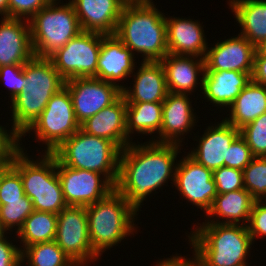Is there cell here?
Returning <instances> with one entry per match:
<instances>
[{
    "instance_id": "cell-1",
    "label": "cell",
    "mask_w": 266,
    "mask_h": 266,
    "mask_svg": "<svg viewBox=\"0 0 266 266\" xmlns=\"http://www.w3.org/2000/svg\"><path fill=\"white\" fill-rule=\"evenodd\" d=\"M147 143V144H146ZM130 143L121 150L119 176L115 189L139 212L145 198L171 179L175 181L178 144ZM180 148V149H179ZM175 165V166H174Z\"/></svg>"
},
{
    "instance_id": "cell-2",
    "label": "cell",
    "mask_w": 266,
    "mask_h": 266,
    "mask_svg": "<svg viewBox=\"0 0 266 266\" xmlns=\"http://www.w3.org/2000/svg\"><path fill=\"white\" fill-rule=\"evenodd\" d=\"M115 35L142 60L161 61L168 54L166 16L152 0H129L123 7Z\"/></svg>"
},
{
    "instance_id": "cell-3",
    "label": "cell",
    "mask_w": 266,
    "mask_h": 266,
    "mask_svg": "<svg viewBox=\"0 0 266 266\" xmlns=\"http://www.w3.org/2000/svg\"><path fill=\"white\" fill-rule=\"evenodd\" d=\"M23 89L12 101V130L21 137L39 118L51 97L65 87V79L47 57L27 61Z\"/></svg>"
},
{
    "instance_id": "cell-4",
    "label": "cell",
    "mask_w": 266,
    "mask_h": 266,
    "mask_svg": "<svg viewBox=\"0 0 266 266\" xmlns=\"http://www.w3.org/2000/svg\"><path fill=\"white\" fill-rule=\"evenodd\" d=\"M191 233L188 241L199 266H239L247 263L253 245L247 226L203 223Z\"/></svg>"
},
{
    "instance_id": "cell-5",
    "label": "cell",
    "mask_w": 266,
    "mask_h": 266,
    "mask_svg": "<svg viewBox=\"0 0 266 266\" xmlns=\"http://www.w3.org/2000/svg\"><path fill=\"white\" fill-rule=\"evenodd\" d=\"M89 239L93 251L103 255L106 249L134 235L137 211L116 189L94 204L86 206ZM134 221V222H133Z\"/></svg>"
},
{
    "instance_id": "cell-6",
    "label": "cell",
    "mask_w": 266,
    "mask_h": 266,
    "mask_svg": "<svg viewBox=\"0 0 266 266\" xmlns=\"http://www.w3.org/2000/svg\"><path fill=\"white\" fill-rule=\"evenodd\" d=\"M14 154L11 165L20 173L25 195L36 211L59 214L66 204L56 170V157L43 153L40 160H31L21 147Z\"/></svg>"
},
{
    "instance_id": "cell-7",
    "label": "cell",
    "mask_w": 266,
    "mask_h": 266,
    "mask_svg": "<svg viewBox=\"0 0 266 266\" xmlns=\"http://www.w3.org/2000/svg\"><path fill=\"white\" fill-rule=\"evenodd\" d=\"M52 154L65 166L103 174L114 186L119 176L121 149L112 141L81 128Z\"/></svg>"
},
{
    "instance_id": "cell-8",
    "label": "cell",
    "mask_w": 266,
    "mask_h": 266,
    "mask_svg": "<svg viewBox=\"0 0 266 266\" xmlns=\"http://www.w3.org/2000/svg\"><path fill=\"white\" fill-rule=\"evenodd\" d=\"M59 1L52 0L29 20L36 57L48 58L82 31L72 3Z\"/></svg>"
},
{
    "instance_id": "cell-9",
    "label": "cell",
    "mask_w": 266,
    "mask_h": 266,
    "mask_svg": "<svg viewBox=\"0 0 266 266\" xmlns=\"http://www.w3.org/2000/svg\"><path fill=\"white\" fill-rule=\"evenodd\" d=\"M70 92L66 87L54 94L33 125L20 137L35 132L36 140L46 144L45 153H52L80 129Z\"/></svg>"
},
{
    "instance_id": "cell-10",
    "label": "cell",
    "mask_w": 266,
    "mask_h": 266,
    "mask_svg": "<svg viewBox=\"0 0 266 266\" xmlns=\"http://www.w3.org/2000/svg\"><path fill=\"white\" fill-rule=\"evenodd\" d=\"M101 44V33L81 31L48 58L65 82L76 78L95 77Z\"/></svg>"
},
{
    "instance_id": "cell-11",
    "label": "cell",
    "mask_w": 266,
    "mask_h": 266,
    "mask_svg": "<svg viewBox=\"0 0 266 266\" xmlns=\"http://www.w3.org/2000/svg\"><path fill=\"white\" fill-rule=\"evenodd\" d=\"M54 241L77 266H88L99 258L89 239L85 206H67L57 214Z\"/></svg>"
},
{
    "instance_id": "cell-12",
    "label": "cell",
    "mask_w": 266,
    "mask_h": 266,
    "mask_svg": "<svg viewBox=\"0 0 266 266\" xmlns=\"http://www.w3.org/2000/svg\"><path fill=\"white\" fill-rule=\"evenodd\" d=\"M56 170L68 206H88L106 197L115 186L95 171L70 168L56 158ZM102 177V178H101Z\"/></svg>"
},
{
    "instance_id": "cell-13",
    "label": "cell",
    "mask_w": 266,
    "mask_h": 266,
    "mask_svg": "<svg viewBox=\"0 0 266 266\" xmlns=\"http://www.w3.org/2000/svg\"><path fill=\"white\" fill-rule=\"evenodd\" d=\"M65 87L70 92L80 125L122 95V89L118 85L94 77L66 81Z\"/></svg>"
},
{
    "instance_id": "cell-14",
    "label": "cell",
    "mask_w": 266,
    "mask_h": 266,
    "mask_svg": "<svg viewBox=\"0 0 266 266\" xmlns=\"http://www.w3.org/2000/svg\"><path fill=\"white\" fill-rule=\"evenodd\" d=\"M188 202L207 213L217 196L213 171L189 155L178 161L173 184Z\"/></svg>"
},
{
    "instance_id": "cell-15",
    "label": "cell",
    "mask_w": 266,
    "mask_h": 266,
    "mask_svg": "<svg viewBox=\"0 0 266 266\" xmlns=\"http://www.w3.org/2000/svg\"><path fill=\"white\" fill-rule=\"evenodd\" d=\"M256 47L244 36L238 34L213 47H208L204 57L205 71H232L243 73L253 72Z\"/></svg>"
},
{
    "instance_id": "cell-16",
    "label": "cell",
    "mask_w": 266,
    "mask_h": 266,
    "mask_svg": "<svg viewBox=\"0 0 266 266\" xmlns=\"http://www.w3.org/2000/svg\"><path fill=\"white\" fill-rule=\"evenodd\" d=\"M115 34H102V44L98 56L97 74L94 78L118 85L116 82L131 77L135 70V55Z\"/></svg>"
},
{
    "instance_id": "cell-17",
    "label": "cell",
    "mask_w": 266,
    "mask_h": 266,
    "mask_svg": "<svg viewBox=\"0 0 266 266\" xmlns=\"http://www.w3.org/2000/svg\"><path fill=\"white\" fill-rule=\"evenodd\" d=\"M215 125V126H214ZM208 126L199 140L197 148L188 155L211 171L227 166L228 148L240 134V129L224 119L217 125Z\"/></svg>"
},
{
    "instance_id": "cell-18",
    "label": "cell",
    "mask_w": 266,
    "mask_h": 266,
    "mask_svg": "<svg viewBox=\"0 0 266 266\" xmlns=\"http://www.w3.org/2000/svg\"><path fill=\"white\" fill-rule=\"evenodd\" d=\"M188 94L169 92L163 101V118L156 143L181 145V138L196 125V115L193 113ZM159 138V139H158Z\"/></svg>"
},
{
    "instance_id": "cell-19",
    "label": "cell",
    "mask_w": 266,
    "mask_h": 266,
    "mask_svg": "<svg viewBox=\"0 0 266 266\" xmlns=\"http://www.w3.org/2000/svg\"><path fill=\"white\" fill-rule=\"evenodd\" d=\"M82 31L115 34L123 7L129 0H69Z\"/></svg>"
},
{
    "instance_id": "cell-20",
    "label": "cell",
    "mask_w": 266,
    "mask_h": 266,
    "mask_svg": "<svg viewBox=\"0 0 266 266\" xmlns=\"http://www.w3.org/2000/svg\"><path fill=\"white\" fill-rule=\"evenodd\" d=\"M1 18L0 67L24 65L35 56L29 21L9 17Z\"/></svg>"
},
{
    "instance_id": "cell-21",
    "label": "cell",
    "mask_w": 266,
    "mask_h": 266,
    "mask_svg": "<svg viewBox=\"0 0 266 266\" xmlns=\"http://www.w3.org/2000/svg\"><path fill=\"white\" fill-rule=\"evenodd\" d=\"M80 128L90 135L112 141L121 150L127 147L132 137L127 135V103L123 95L88 118Z\"/></svg>"
},
{
    "instance_id": "cell-22",
    "label": "cell",
    "mask_w": 266,
    "mask_h": 266,
    "mask_svg": "<svg viewBox=\"0 0 266 266\" xmlns=\"http://www.w3.org/2000/svg\"><path fill=\"white\" fill-rule=\"evenodd\" d=\"M166 33L169 54L205 57L208 43L199 21L166 17Z\"/></svg>"
},
{
    "instance_id": "cell-23",
    "label": "cell",
    "mask_w": 266,
    "mask_h": 266,
    "mask_svg": "<svg viewBox=\"0 0 266 266\" xmlns=\"http://www.w3.org/2000/svg\"><path fill=\"white\" fill-rule=\"evenodd\" d=\"M133 75V87H124L122 95L126 103L163 102L169 93L165 72L160 61H143Z\"/></svg>"
},
{
    "instance_id": "cell-24",
    "label": "cell",
    "mask_w": 266,
    "mask_h": 266,
    "mask_svg": "<svg viewBox=\"0 0 266 266\" xmlns=\"http://www.w3.org/2000/svg\"><path fill=\"white\" fill-rule=\"evenodd\" d=\"M160 63L164 68L169 92L190 95L199 84V80L201 81L200 86H203L204 58L168 53ZM199 73L202 76L201 78H199Z\"/></svg>"
},
{
    "instance_id": "cell-25",
    "label": "cell",
    "mask_w": 266,
    "mask_h": 266,
    "mask_svg": "<svg viewBox=\"0 0 266 266\" xmlns=\"http://www.w3.org/2000/svg\"><path fill=\"white\" fill-rule=\"evenodd\" d=\"M251 75L252 73L236 70L205 71L201 87L202 94L214 106L230 108L235 98L251 81Z\"/></svg>"
},
{
    "instance_id": "cell-26",
    "label": "cell",
    "mask_w": 266,
    "mask_h": 266,
    "mask_svg": "<svg viewBox=\"0 0 266 266\" xmlns=\"http://www.w3.org/2000/svg\"><path fill=\"white\" fill-rule=\"evenodd\" d=\"M254 199L244 188L228 193L217 194L211 208L206 213L207 219L216 216L220 218L205 220L203 223L232 224L247 226L250 220ZM213 216V217H212ZM241 222V223H240Z\"/></svg>"
},
{
    "instance_id": "cell-27",
    "label": "cell",
    "mask_w": 266,
    "mask_h": 266,
    "mask_svg": "<svg viewBox=\"0 0 266 266\" xmlns=\"http://www.w3.org/2000/svg\"><path fill=\"white\" fill-rule=\"evenodd\" d=\"M229 6L240 24V35L256 48L266 41V0H229Z\"/></svg>"
},
{
    "instance_id": "cell-28",
    "label": "cell",
    "mask_w": 266,
    "mask_h": 266,
    "mask_svg": "<svg viewBox=\"0 0 266 266\" xmlns=\"http://www.w3.org/2000/svg\"><path fill=\"white\" fill-rule=\"evenodd\" d=\"M230 107L228 115H231L224 120L235 128L241 129L266 113V87L251 80Z\"/></svg>"
},
{
    "instance_id": "cell-29",
    "label": "cell",
    "mask_w": 266,
    "mask_h": 266,
    "mask_svg": "<svg viewBox=\"0 0 266 266\" xmlns=\"http://www.w3.org/2000/svg\"><path fill=\"white\" fill-rule=\"evenodd\" d=\"M163 102L127 103V135L160 133Z\"/></svg>"
},
{
    "instance_id": "cell-30",
    "label": "cell",
    "mask_w": 266,
    "mask_h": 266,
    "mask_svg": "<svg viewBox=\"0 0 266 266\" xmlns=\"http://www.w3.org/2000/svg\"><path fill=\"white\" fill-rule=\"evenodd\" d=\"M57 229V214L34 210L26 219L22 228L17 232L21 239V252L36 243L55 240Z\"/></svg>"
},
{
    "instance_id": "cell-31",
    "label": "cell",
    "mask_w": 266,
    "mask_h": 266,
    "mask_svg": "<svg viewBox=\"0 0 266 266\" xmlns=\"http://www.w3.org/2000/svg\"><path fill=\"white\" fill-rule=\"evenodd\" d=\"M21 255L28 266H77L55 241L27 246Z\"/></svg>"
},
{
    "instance_id": "cell-32",
    "label": "cell",
    "mask_w": 266,
    "mask_h": 266,
    "mask_svg": "<svg viewBox=\"0 0 266 266\" xmlns=\"http://www.w3.org/2000/svg\"><path fill=\"white\" fill-rule=\"evenodd\" d=\"M33 211V203L26 195L21 200L7 201V204L0 205V223L3 230L12 231L17 226V233Z\"/></svg>"
},
{
    "instance_id": "cell-33",
    "label": "cell",
    "mask_w": 266,
    "mask_h": 266,
    "mask_svg": "<svg viewBox=\"0 0 266 266\" xmlns=\"http://www.w3.org/2000/svg\"><path fill=\"white\" fill-rule=\"evenodd\" d=\"M244 188L255 201L266 193V157H254L243 169Z\"/></svg>"
},
{
    "instance_id": "cell-34",
    "label": "cell",
    "mask_w": 266,
    "mask_h": 266,
    "mask_svg": "<svg viewBox=\"0 0 266 266\" xmlns=\"http://www.w3.org/2000/svg\"><path fill=\"white\" fill-rule=\"evenodd\" d=\"M254 157H266V113L240 129Z\"/></svg>"
},
{
    "instance_id": "cell-35",
    "label": "cell",
    "mask_w": 266,
    "mask_h": 266,
    "mask_svg": "<svg viewBox=\"0 0 266 266\" xmlns=\"http://www.w3.org/2000/svg\"><path fill=\"white\" fill-rule=\"evenodd\" d=\"M25 195L20 173L10 165L0 178V205L7 201L21 200Z\"/></svg>"
},
{
    "instance_id": "cell-36",
    "label": "cell",
    "mask_w": 266,
    "mask_h": 266,
    "mask_svg": "<svg viewBox=\"0 0 266 266\" xmlns=\"http://www.w3.org/2000/svg\"><path fill=\"white\" fill-rule=\"evenodd\" d=\"M217 194L244 189L243 171L223 166L213 171Z\"/></svg>"
},
{
    "instance_id": "cell-37",
    "label": "cell",
    "mask_w": 266,
    "mask_h": 266,
    "mask_svg": "<svg viewBox=\"0 0 266 266\" xmlns=\"http://www.w3.org/2000/svg\"><path fill=\"white\" fill-rule=\"evenodd\" d=\"M253 158L248 144L239 134L228 148L227 167L243 171Z\"/></svg>"
},
{
    "instance_id": "cell-38",
    "label": "cell",
    "mask_w": 266,
    "mask_h": 266,
    "mask_svg": "<svg viewBox=\"0 0 266 266\" xmlns=\"http://www.w3.org/2000/svg\"><path fill=\"white\" fill-rule=\"evenodd\" d=\"M52 0H8V17L29 21Z\"/></svg>"
},
{
    "instance_id": "cell-39",
    "label": "cell",
    "mask_w": 266,
    "mask_h": 266,
    "mask_svg": "<svg viewBox=\"0 0 266 266\" xmlns=\"http://www.w3.org/2000/svg\"><path fill=\"white\" fill-rule=\"evenodd\" d=\"M24 65H8L0 67V81L8 85L11 101L22 92Z\"/></svg>"
},
{
    "instance_id": "cell-40",
    "label": "cell",
    "mask_w": 266,
    "mask_h": 266,
    "mask_svg": "<svg viewBox=\"0 0 266 266\" xmlns=\"http://www.w3.org/2000/svg\"><path fill=\"white\" fill-rule=\"evenodd\" d=\"M247 227L253 243L256 237L266 236V206L261 202L254 201Z\"/></svg>"
},
{
    "instance_id": "cell-41",
    "label": "cell",
    "mask_w": 266,
    "mask_h": 266,
    "mask_svg": "<svg viewBox=\"0 0 266 266\" xmlns=\"http://www.w3.org/2000/svg\"><path fill=\"white\" fill-rule=\"evenodd\" d=\"M5 129L0 126V160H12L20 149V137L12 129Z\"/></svg>"
},
{
    "instance_id": "cell-42",
    "label": "cell",
    "mask_w": 266,
    "mask_h": 266,
    "mask_svg": "<svg viewBox=\"0 0 266 266\" xmlns=\"http://www.w3.org/2000/svg\"><path fill=\"white\" fill-rule=\"evenodd\" d=\"M5 234L0 236V266H20L21 249L7 240Z\"/></svg>"
},
{
    "instance_id": "cell-43",
    "label": "cell",
    "mask_w": 266,
    "mask_h": 266,
    "mask_svg": "<svg viewBox=\"0 0 266 266\" xmlns=\"http://www.w3.org/2000/svg\"><path fill=\"white\" fill-rule=\"evenodd\" d=\"M251 80L266 87V53L259 48L256 49L254 54Z\"/></svg>"
},
{
    "instance_id": "cell-44",
    "label": "cell",
    "mask_w": 266,
    "mask_h": 266,
    "mask_svg": "<svg viewBox=\"0 0 266 266\" xmlns=\"http://www.w3.org/2000/svg\"><path fill=\"white\" fill-rule=\"evenodd\" d=\"M156 266H199V262L195 255L191 260L190 258L176 254V256L174 255L171 258L159 261Z\"/></svg>"
},
{
    "instance_id": "cell-45",
    "label": "cell",
    "mask_w": 266,
    "mask_h": 266,
    "mask_svg": "<svg viewBox=\"0 0 266 266\" xmlns=\"http://www.w3.org/2000/svg\"><path fill=\"white\" fill-rule=\"evenodd\" d=\"M0 15L8 17V0H0Z\"/></svg>"
},
{
    "instance_id": "cell-46",
    "label": "cell",
    "mask_w": 266,
    "mask_h": 266,
    "mask_svg": "<svg viewBox=\"0 0 266 266\" xmlns=\"http://www.w3.org/2000/svg\"><path fill=\"white\" fill-rule=\"evenodd\" d=\"M12 160H0V178L3 172L11 165Z\"/></svg>"
},
{
    "instance_id": "cell-47",
    "label": "cell",
    "mask_w": 266,
    "mask_h": 266,
    "mask_svg": "<svg viewBox=\"0 0 266 266\" xmlns=\"http://www.w3.org/2000/svg\"><path fill=\"white\" fill-rule=\"evenodd\" d=\"M259 49H260L262 52L266 53V41L260 45Z\"/></svg>"
},
{
    "instance_id": "cell-48",
    "label": "cell",
    "mask_w": 266,
    "mask_h": 266,
    "mask_svg": "<svg viewBox=\"0 0 266 266\" xmlns=\"http://www.w3.org/2000/svg\"><path fill=\"white\" fill-rule=\"evenodd\" d=\"M264 199H265V201H262ZM259 202H261L262 204H264L266 206V193L262 196V198L259 200Z\"/></svg>"
},
{
    "instance_id": "cell-49",
    "label": "cell",
    "mask_w": 266,
    "mask_h": 266,
    "mask_svg": "<svg viewBox=\"0 0 266 266\" xmlns=\"http://www.w3.org/2000/svg\"><path fill=\"white\" fill-rule=\"evenodd\" d=\"M4 233H8V232H5L1 226V223H0V236L3 235Z\"/></svg>"
},
{
    "instance_id": "cell-50",
    "label": "cell",
    "mask_w": 266,
    "mask_h": 266,
    "mask_svg": "<svg viewBox=\"0 0 266 266\" xmlns=\"http://www.w3.org/2000/svg\"><path fill=\"white\" fill-rule=\"evenodd\" d=\"M248 263H244V264H241V265H239V266H249V265H247Z\"/></svg>"
}]
</instances>
